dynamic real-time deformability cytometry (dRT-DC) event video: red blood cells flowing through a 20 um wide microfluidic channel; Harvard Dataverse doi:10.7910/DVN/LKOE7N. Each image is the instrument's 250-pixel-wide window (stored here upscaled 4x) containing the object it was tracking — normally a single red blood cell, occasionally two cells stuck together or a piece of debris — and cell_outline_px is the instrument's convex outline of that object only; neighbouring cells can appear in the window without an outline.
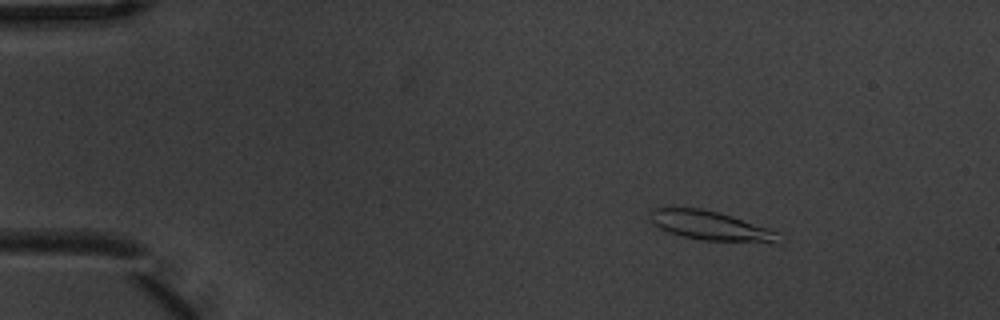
{"species": "common noctule bat (a hibernating species)", "species_latin": "Nyctalus noctula", "temperature_condition": "warm", "stored_images_in_passage": 14, "camera_frame_rate_fps": 3000, "um_per_image_px": 0.085, "animal": {"sex": "male", "body_mass_g": 20.1, "forearm_length_mm": 53.5}, "frame": {"image": 1, "passage_image": 3, "time_ms": 0.667, "image_size_px": [1000, 320], "cell_outline_px": [[780, 244], [704, 240], [684, 236], [668, 232], [652, 224], [652, 208], [700, 208], [732, 216], [768, 228], [776, 232]], "centroid_in_image_um": [60.44, 19.21], "position_along_channel_um": 24.6, "area_um2": 21.62}}
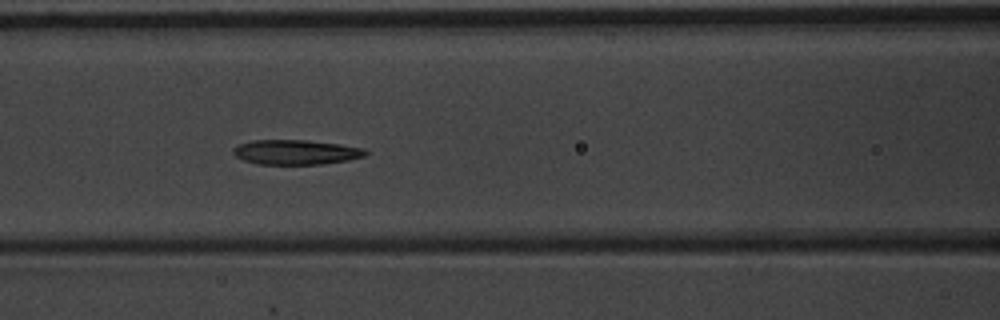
{"frame": {"image": 2, "passage_image": 7, "time_ms": 2.0, "image_size_px": [1000, 320], "cell_outline_px": [[368, 152], [364, 156], [348, 160], [320, 164], [256, 164], [244, 160], [236, 156], [232, 152], [232, 148], [240, 144], [252, 140], [304, 140], [340, 144], [364, 148]], "centroid_in_image_um": [25.13, 12.93], "position_along_channel_um": 141.5, "area_um2": 19.02}}
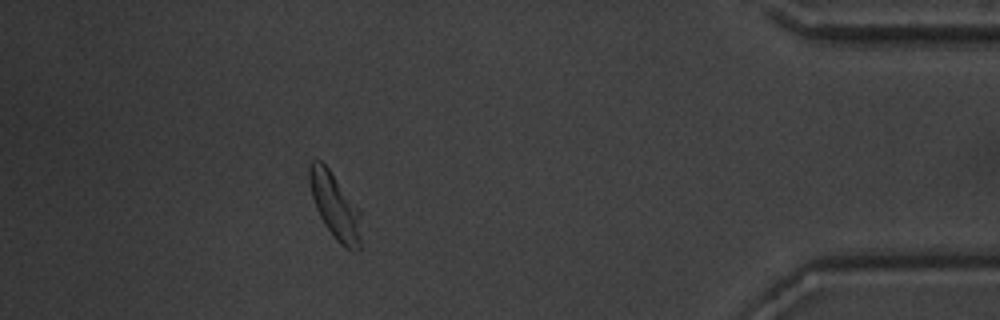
{"frame": {"image": 3, "passage_image": 14, "time_ms": 4.333, "image_size_px": [1000, 320], "cell_outline_px": [[360, 248], [356, 252], [344, 248], [332, 236], [320, 216], [316, 208], [312, 196], [308, 180], [308, 168], [312, 160], [320, 160], [328, 168], [360, 208]], "centroid_in_image_um": [28.48, 17.52], "position_along_channel_um": 406.7, "area_um2": 19.94}}